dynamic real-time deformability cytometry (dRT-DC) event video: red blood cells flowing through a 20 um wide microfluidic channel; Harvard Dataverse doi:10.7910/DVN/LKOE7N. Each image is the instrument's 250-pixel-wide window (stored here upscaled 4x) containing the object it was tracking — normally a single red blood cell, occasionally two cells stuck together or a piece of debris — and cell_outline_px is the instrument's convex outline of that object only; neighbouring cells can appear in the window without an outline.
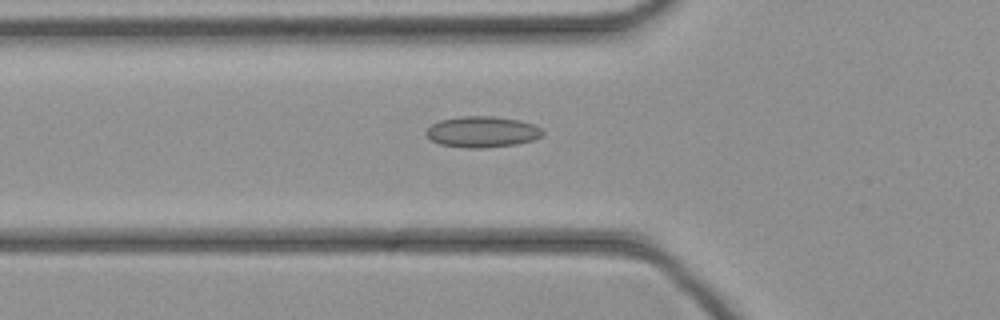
{"species": "common noctule bat (a hibernating species)", "species_latin": "Nyctalus noctula", "temperature_condition": "cold", "stored_images_in_passage": 33, "camera_frame_rate_fps": 3000, "um_per_image_px": 0.085, "animal": {"sex": "female", "body_mass_g": 21.9}, "frame": {"image": 1, "passage_image": 8, "time_ms": 2.333, "image_size_px": [1000, 320], "cell_outline_px": [[544, 132], [540, 136], [532, 140], [516, 144], [484, 148], [468, 148], [440, 144], [432, 140], [424, 132], [432, 124], [440, 120], [460, 116], [492, 116], [520, 120], [532, 124], [540, 128]], "centroid_in_image_um": [40.97, 11.2], "position_along_channel_um": 84.8, "area_um2": 20.92}}
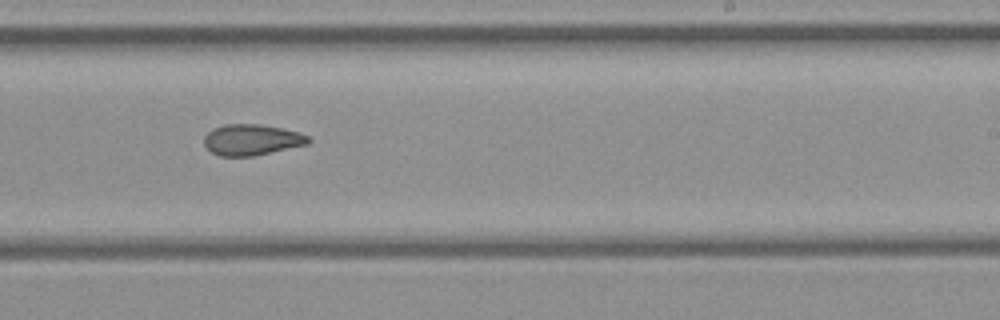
{"frame": {"image": 2, "passage_image": 20, "time_ms": 6.333, "image_size_px": [1000, 320], "cell_outline_px": [[312, 140], [308, 144], [252, 156], [220, 156], [212, 152], [204, 144], [204, 136], [212, 128], [224, 124], [260, 124], [300, 132], [308, 136]], "centroid_in_image_um": [21.39, 11.87], "position_along_channel_um": 267.6, "area_um2": 18.79}}
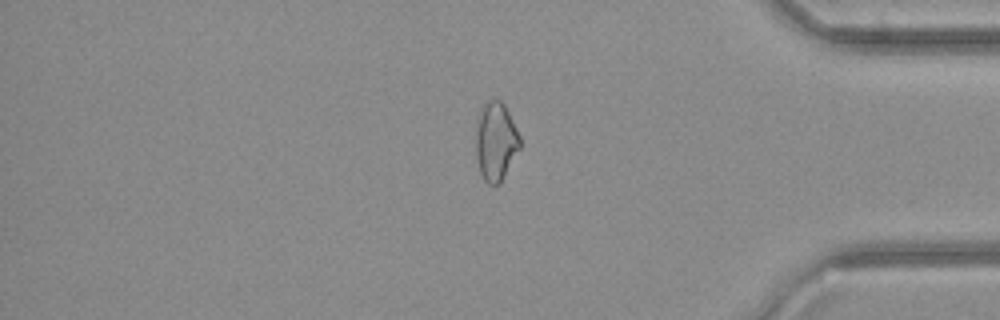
{"frame": {"image": 3, "passage_image": 30, "time_ms": 9.667, "image_size_px": [1000, 320], "cell_outline_px": [[520, 148], [500, 184], [488, 184], [484, 180], [480, 172], [476, 156], [476, 116], [480, 108], [492, 96], [500, 100], [504, 104], [520, 136]], "centroid_in_image_um": [42.12, 11.98], "position_along_channel_um": 393.1, "area_um2": 20.46}}